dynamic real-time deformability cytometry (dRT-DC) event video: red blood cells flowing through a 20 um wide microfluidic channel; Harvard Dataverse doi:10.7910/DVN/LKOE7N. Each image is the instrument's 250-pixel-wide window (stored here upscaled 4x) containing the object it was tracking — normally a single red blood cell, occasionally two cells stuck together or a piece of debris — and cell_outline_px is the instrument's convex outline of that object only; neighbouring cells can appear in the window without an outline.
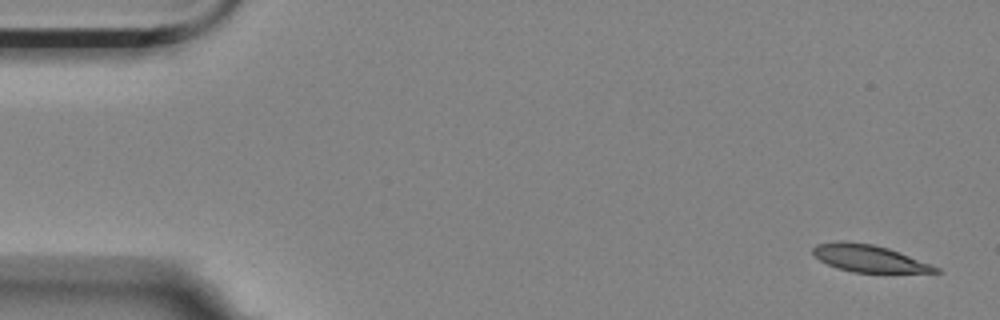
{"species": "Egyptian fruit bat (a non-hibernating species)", "species_latin": "Rousettus aegyptiacus", "temperature_condition": "room temperature", "stored_images_in_passage": 5, "camera_frame_rate_fps": 3000, "um_per_image_px": 0.085, "animal": {"sex": "female"}, "frame": {"image": 1, "passage_image": 1, "time_ms": 0.0, "image_size_px": [1000, 320], "cell_outline_px": [[940, 272], [852, 272], [836, 268], [820, 260], [812, 252], [812, 248], [816, 244], [840, 240], [844, 240], [872, 244], [888, 248], [940, 268]], "centroid_in_image_um": [73.8, 21.95], "position_along_channel_um": 11.2, "area_um2": 19.13}}
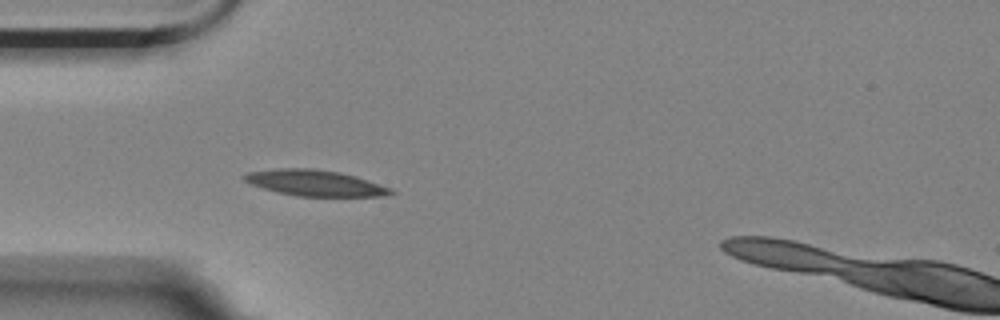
{"frame": {"image": 2, "passage_image": 5, "time_ms": 1.333, "image_size_px": [1000, 320], "cell_outline_px": [[396, 192], [380, 196], [296, 196], [276, 192], [252, 184], [244, 180], [240, 176], [248, 172], [276, 168], [312, 168], [340, 172], [356, 176], [392, 188]], "centroid_in_image_um": [26.76, 15.54], "position_along_channel_um": 58.2, "area_um2": 22.2}}